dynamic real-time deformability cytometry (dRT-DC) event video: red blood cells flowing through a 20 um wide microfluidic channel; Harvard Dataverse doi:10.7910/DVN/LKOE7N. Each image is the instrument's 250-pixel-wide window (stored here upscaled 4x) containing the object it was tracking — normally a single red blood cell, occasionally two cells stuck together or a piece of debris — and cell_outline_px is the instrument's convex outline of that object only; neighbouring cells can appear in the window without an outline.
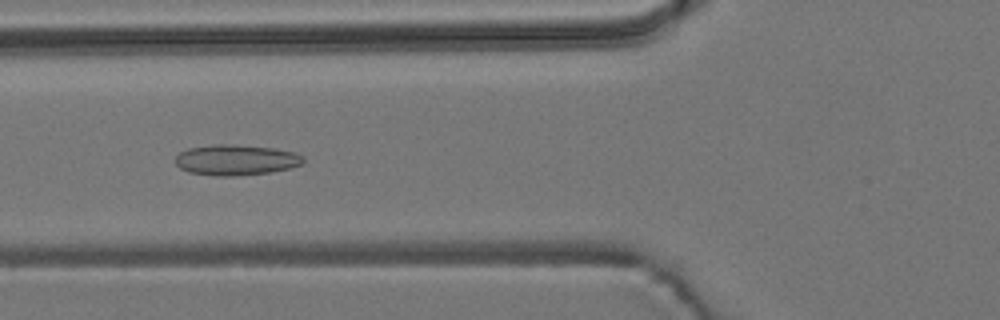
{"species": "common noctule bat (a hibernating species)", "species_latin": "Nyctalus noctula", "temperature_condition": "room temperature", "stored_images_in_passage": 56, "camera_frame_rate_fps": 3000, "um_per_image_px": 0.085, "animal": {"sex": "male", "body_mass_g": 19.2, "forearm_length_mm": 51.8}, "frame": {"image": 1, "passage_image": 21, "time_ms": 6.667, "image_size_px": [1000, 320], "cell_outline_px": [[304, 164], [272, 172], [232, 176], [212, 176], [188, 172], [180, 168], [176, 164], [176, 156], [180, 152], [188, 148], [212, 144], [236, 144], [276, 148], [296, 152], [304, 156]], "centroid_in_image_um": [20.08, 13.59], "position_along_channel_um": 105.7, "area_um2": 23.18}}
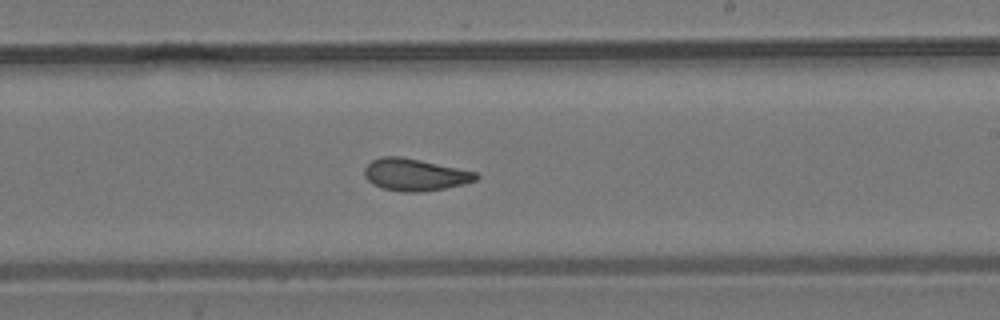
{"frame": {"image": 2, "passage_image": 33, "time_ms": 10.667, "image_size_px": [1000, 320], "cell_outline_px": [[480, 176], [476, 180], [464, 184], [444, 188], [420, 192], [404, 192], [380, 188], [372, 184], [364, 176], [364, 168], [372, 160], [380, 156], [400, 156], [420, 160], [476, 172]], "centroid_in_image_um": [35.23, 14.85], "position_along_channel_um": 253.8, "area_um2": 20.87}}
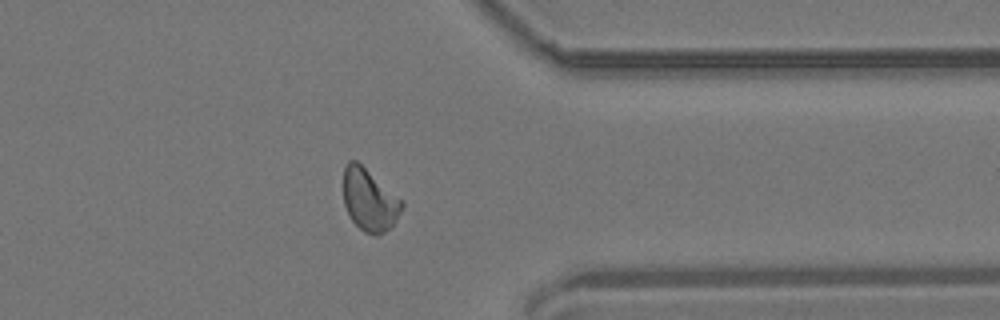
{"frame": {"image": 3, "passage_image": 44, "time_ms": 14.333, "image_size_px": [1000, 320], "cell_outline_px": [[404, 204], [392, 228], [376, 236], [364, 232], [352, 220], [344, 204], [344, 168], [348, 160], [356, 160], [404, 200]], "centroid_in_image_um": [31.43, 17.0], "position_along_channel_um": 380.0, "area_um2": 21.27}, "authors_computed_cell_mechanics": {"area_um2": 21.2704, "velocity_mm_per_s": 3.6993, "shape_relaxation_time_tau1_ms": null, "shape_relaxation_time_tau2_ms": 1.9322, "deformation_change_tau1": null, "deformation_change_tau2": 0.0776}}